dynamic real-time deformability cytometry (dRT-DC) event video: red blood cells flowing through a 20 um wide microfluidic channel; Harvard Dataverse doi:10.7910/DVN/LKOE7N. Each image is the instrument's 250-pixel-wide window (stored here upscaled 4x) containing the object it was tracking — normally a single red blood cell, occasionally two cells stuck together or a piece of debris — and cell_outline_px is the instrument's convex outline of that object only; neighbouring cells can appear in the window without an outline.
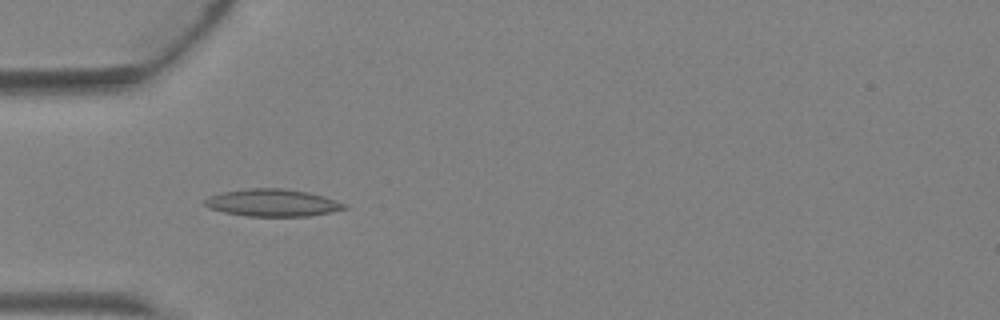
{"species": "Egyptian fruit bat (a non-hibernating species)", "species_latin": "Rousettus aegyptiacus", "temperature_condition": "warm", "stored_images_in_passage": 4, "camera_frame_rate_fps": 3000, "um_per_image_px": 0.085, "animal": {"sex": "female"}, "frame": {"image": 1, "passage_image": 4, "time_ms": 1.0, "image_size_px": [1000, 320], "cell_outline_px": [[348, 208], [308, 216], [244, 216], [224, 212], [212, 208], [204, 204], [204, 200], [208, 196], [224, 192], [252, 188], [284, 188], [308, 192], [324, 196], [348, 204]], "centroid_in_image_um": [23.19, 17.23], "position_along_channel_um": 61.8, "area_um2": 22.08}}